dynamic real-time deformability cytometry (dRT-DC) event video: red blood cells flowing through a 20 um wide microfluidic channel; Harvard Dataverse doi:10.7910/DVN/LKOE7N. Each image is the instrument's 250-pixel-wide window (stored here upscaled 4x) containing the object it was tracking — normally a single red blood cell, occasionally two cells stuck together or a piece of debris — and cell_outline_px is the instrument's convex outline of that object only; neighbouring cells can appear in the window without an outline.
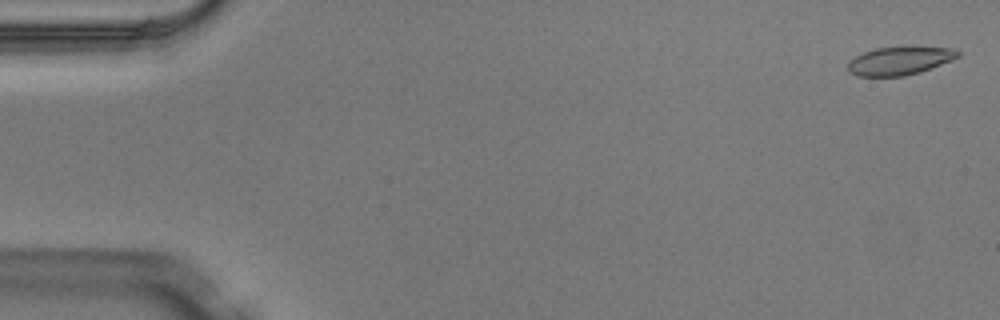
{"species": "Egyptian fruit bat (a non-hibernating species)", "species_latin": "Rousettus aegyptiacus", "temperature_condition": "warm", "stored_images_in_passage": 5, "camera_frame_rate_fps": 3000, "um_per_image_px": 0.085, "animal": {"sex": "male"}, "frame": {"image": 1, "passage_image": 1, "time_ms": 0.0, "image_size_px": [1000, 320], "cell_outline_px": [[960, 56], [952, 60], [920, 72], [904, 76], [856, 76], [848, 72], [848, 60], [864, 52], [876, 48], [952, 48], [960, 52]], "centroid_in_image_um": [76.43, 5.19], "position_along_channel_um": 8.6, "area_um2": 17.74}}